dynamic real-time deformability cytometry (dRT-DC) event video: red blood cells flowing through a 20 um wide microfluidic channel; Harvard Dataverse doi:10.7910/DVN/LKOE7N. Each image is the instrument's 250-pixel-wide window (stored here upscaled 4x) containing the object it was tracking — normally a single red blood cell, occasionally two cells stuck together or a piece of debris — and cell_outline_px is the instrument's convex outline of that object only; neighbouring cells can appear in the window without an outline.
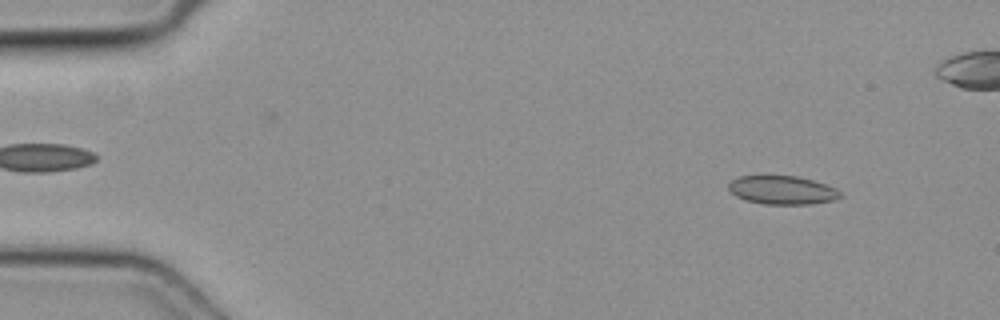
{"species": "common noctule bat (a hibernating species)", "species_latin": "Nyctalus noctula", "temperature_condition": "cold", "stored_images_in_passage": 45, "camera_frame_rate_fps": 3000, "um_per_image_px": 0.085, "animal": {"sex": "female", "body_mass_g": 19.3, "forearm_length_mm": 54.1}, "frame": {"image": 1, "passage_image": 5, "time_ms": 1.333, "image_size_px": [1000, 320], "cell_outline_px": [[844, 196], [836, 200], [812, 204], [764, 204], [748, 200], [736, 196], [728, 188], [728, 184], [732, 180], [740, 176], [796, 176], [812, 180], [836, 188]], "centroid_in_image_um": [66.54, 16.16], "position_along_channel_um": 18.5, "area_um2": 18.5}}
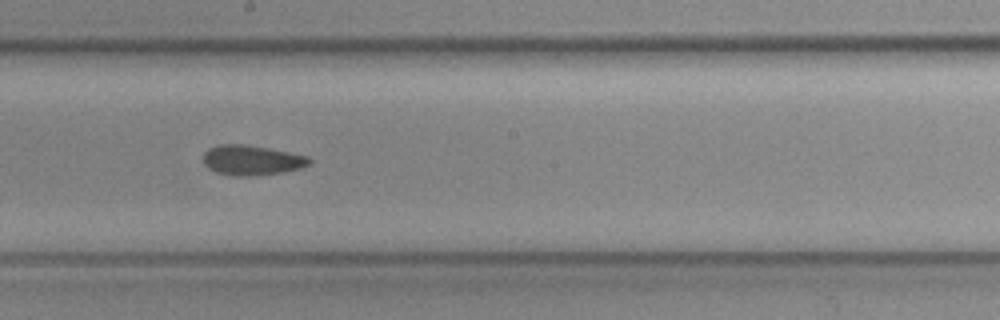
{"frame": {"image": 2, "passage_image": 27, "time_ms": 8.667, "image_size_px": [1000, 320], "cell_outline_px": [[312, 160], [308, 164], [300, 168], [284, 172], [256, 176], [232, 176], [216, 172], [208, 168], [204, 164], [204, 152], [208, 148], [220, 144], [244, 144], [268, 148], [308, 156]], "centroid_in_image_um": [21.38, 13.62], "position_along_channel_um": 226.8, "area_um2": 18.61}}
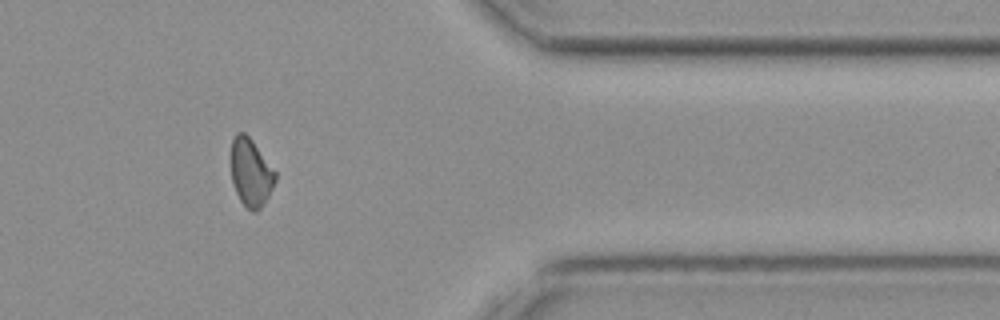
{"frame": {"image": 3, "passage_image": 40, "time_ms": 13.0, "image_size_px": [1000, 320], "cell_outline_px": [[276, 180], [268, 196], [260, 208], [256, 212], [252, 212], [240, 200], [232, 184], [232, 140], [236, 132], [244, 132], [252, 140], [276, 172]], "centroid_in_image_um": [21.32, 14.66], "position_along_channel_um": 390.1, "area_um2": 17.22}}